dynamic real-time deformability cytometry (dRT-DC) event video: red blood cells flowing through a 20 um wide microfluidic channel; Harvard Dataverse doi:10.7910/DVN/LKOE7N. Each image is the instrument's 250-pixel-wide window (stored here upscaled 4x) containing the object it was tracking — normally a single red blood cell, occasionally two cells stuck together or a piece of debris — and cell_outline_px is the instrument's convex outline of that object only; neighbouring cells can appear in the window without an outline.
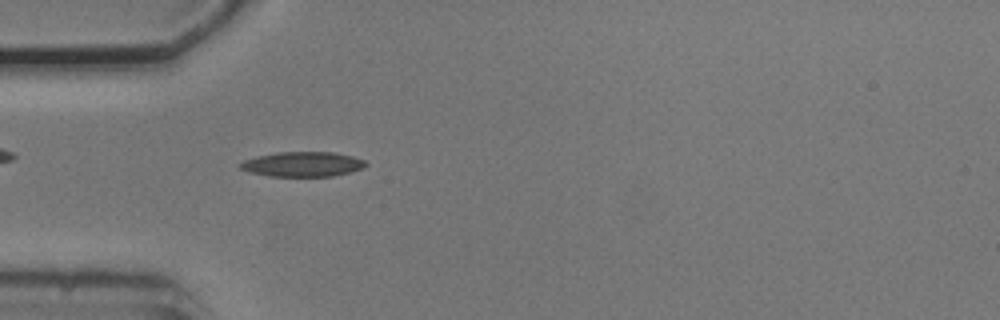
{"species": "common noctule bat (a hibernating species)", "species_latin": "Nyctalus noctula", "temperature_condition": "cold", "stored_images_in_passage": 53, "camera_frame_rate_fps": 3000, "um_per_image_px": 0.085, "animal": {"sex": "male", "body_mass_g": 20.5, "forearm_length_mm": 52.5}, "frame": {"image": 1, "passage_image": 15, "time_ms": 4.667, "image_size_px": [1000, 320], "cell_outline_px": [[368, 164], [364, 168], [332, 176], [268, 176], [248, 172], [240, 168], [236, 164], [244, 160], [256, 156], [276, 152], [332, 152], [352, 156], [364, 160]], "centroid_in_image_um": [25.67, 13.95], "position_along_channel_um": 59.3, "area_um2": 18.26}}
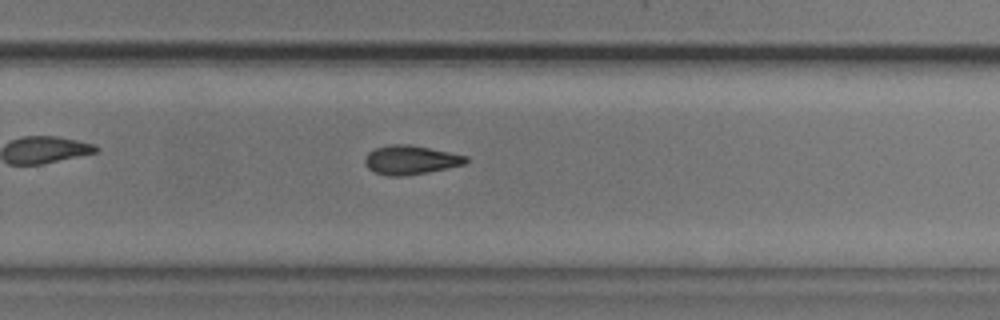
{"frame": {"image": 2, "passage_image": 34, "time_ms": 11.0, "image_size_px": [1000, 320], "cell_outline_px": [[468, 160], [464, 164], [448, 168], [428, 172], [404, 176], [388, 176], [376, 172], [368, 168], [364, 164], [364, 160], [368, 152], [376, 148], [388, 144], [408, 144], [468, 156]], "centroid_in_image_um": [34.88, 13.59], "position_along_channel_um": 294.9, "area_um2": 16.99}}
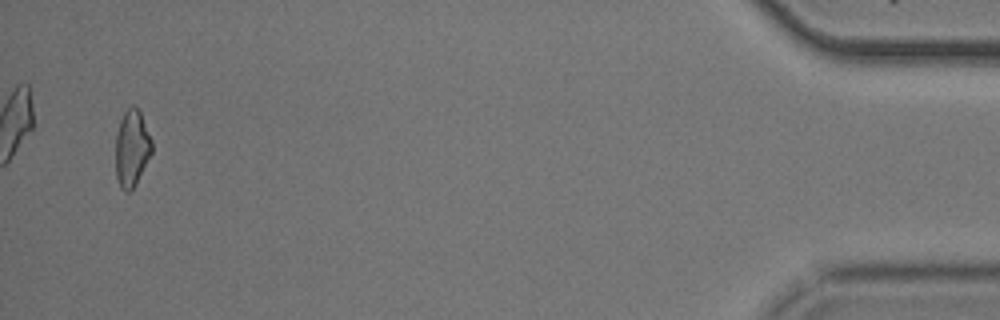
{"frame": {"image": 3, "passage_image": 51, "time_ms": 16.667, "image_size_px": [1000, 320], "cell_outline_px": [[152, 152], [136, 184], [128, 192], [124, 192], [120, 188], [116, 176], [116, 132], [120, 120], [124, 112], [132, 104], [136, 104], [140, 108], [152, 140]], "centroid_in_image_um": [11.21, 12.55], "position_along_channel_um": 424.0, "area_um2": 16.53}, "authors_computed_cell_mechanics": {"area_um2": 16.9932, "velocity_mm_per_s": 3.756, "shape_relaxation_time_tau1_ms": 5.2916, "shape_relaxation_time_tau2_ms": 2.358, "deformation_change_tau1": 0.1505, "deformation_change_tau2": 0.0908}}